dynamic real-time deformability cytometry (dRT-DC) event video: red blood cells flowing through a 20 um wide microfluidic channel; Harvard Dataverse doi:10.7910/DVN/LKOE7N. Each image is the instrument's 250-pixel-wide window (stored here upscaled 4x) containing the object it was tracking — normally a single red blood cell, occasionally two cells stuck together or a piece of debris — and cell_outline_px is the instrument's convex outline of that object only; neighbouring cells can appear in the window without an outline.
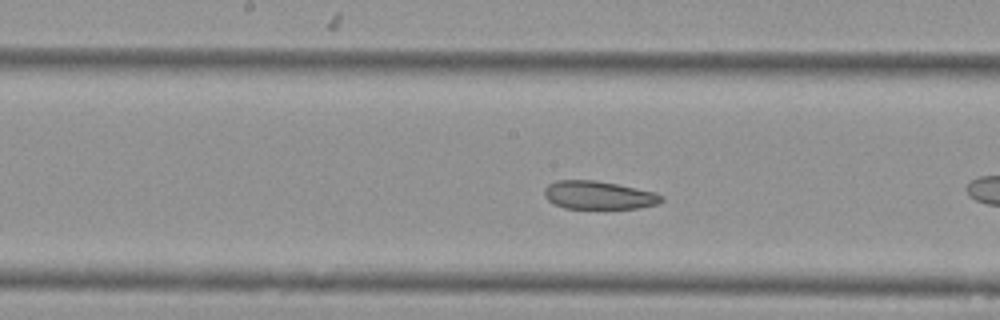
{"species": "Egyptian fruit bat (a non-hibernating species)", "species_latin": "Rousettus aegyptiacus", "temperature_condition": "cold", "stored_images_in_passage": 40, "camera_frame_rate_fps": 3000, "um_per_image_px": 0.085, "animal": {"sex": "female"}, "frame": {"image": 1, "passage_image": 12, "time_ms": 3.667, "image_size_px": [1000, 320], "cell_outline_px": [[664, 200], [656, 204], [636, 208], [564, 208], [548, 200], [544, 196], [544, 188], [548, 184], [556, 180], [596, 180], [656, 192], [664, 196]], "centroid_in_image_um": [50.88, 16.58], "position_along_channel_um": 197.3, "area_um2": 19.19}, "authors_computed_cell_mechanics": {"area_um2": 21.2126, "velocity_mm_per_s": 3.6418, "shape_relaxation_time_tau1_ms": null, "shape_relaxation_time_tau2_ms": 3.6958, "deformation_change_tau1": null, "deformation_change_tau2": 0.0642}}